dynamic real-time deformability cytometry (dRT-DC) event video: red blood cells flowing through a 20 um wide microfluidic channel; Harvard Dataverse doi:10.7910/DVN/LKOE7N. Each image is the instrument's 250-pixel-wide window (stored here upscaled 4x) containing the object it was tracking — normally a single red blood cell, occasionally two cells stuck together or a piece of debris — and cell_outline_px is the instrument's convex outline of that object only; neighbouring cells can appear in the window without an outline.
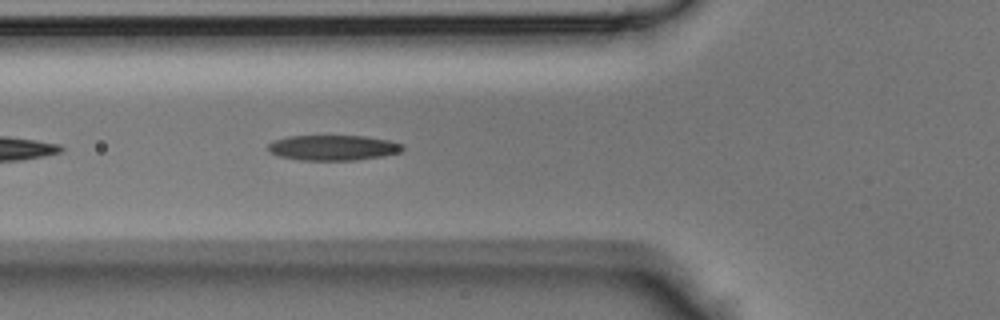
{"species": "Egyptian fruit bat (a non-hibernating species)", "species_latin": "Rousettus aegyptiacus", "temperature_condition": "room temperature", "stored_images_in_passage": 10, "camera_frame_rate_fps": 3000, "um_per_image_px": 0.085, "animal": {"sex": "male"}, "frame": {"image": 1, "passage_image": 5, "time_ms": 1.333, "image_size_px": [1000, 320], "cell_outline_px": [[404, 148], [400, 152], [380, 156], [356, 160], [300, 160], [280, 156], [272, 152], [268, 148], [268, 144], [276, 140], [288, 136], [364, 136], [388, 140], [404, 144]], "centroid_in_image_um": [28.34, 12.55], "position_along_channel_um": 97.5, "area_um2": 19.59}}